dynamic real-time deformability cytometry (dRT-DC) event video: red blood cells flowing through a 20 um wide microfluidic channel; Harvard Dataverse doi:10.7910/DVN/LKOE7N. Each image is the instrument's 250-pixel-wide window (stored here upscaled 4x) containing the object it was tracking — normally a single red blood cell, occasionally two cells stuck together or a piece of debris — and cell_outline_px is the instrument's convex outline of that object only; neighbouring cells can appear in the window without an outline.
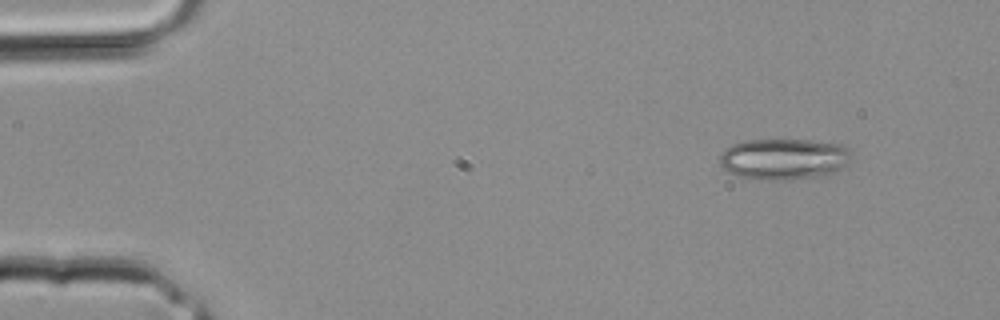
{"species": "common noctule bat (a hibernating species)", "species_latin": "Nyctalus noctula", "temperature_condition": "room temperature", "stored_images_in_passage": 4, "camera_frame_rate_fps": 3000, "um_per_image_px": 0.085, "animal": {"sex": "male", "body_mass_g": 20.4}, "frame": {"image": 1, "passage_image": 4, "time_ms": 1.0, "image_size_px": [1000, 320], "cell_outline_px": [[852, 160], [848, 164], [832, 172], [820, 176], [780, 180], [756, 180], [740, 176], [728, 172], [720, 164], [720, 152], [724, 148], [732, 144], [744, 140], [808, 140], [840, 144], [848, 148], [852, 152]], "centroid_in_image_um": [66.61, 13.51], "position_along_channel_um": 18.4, "area_um2": 31.79}}